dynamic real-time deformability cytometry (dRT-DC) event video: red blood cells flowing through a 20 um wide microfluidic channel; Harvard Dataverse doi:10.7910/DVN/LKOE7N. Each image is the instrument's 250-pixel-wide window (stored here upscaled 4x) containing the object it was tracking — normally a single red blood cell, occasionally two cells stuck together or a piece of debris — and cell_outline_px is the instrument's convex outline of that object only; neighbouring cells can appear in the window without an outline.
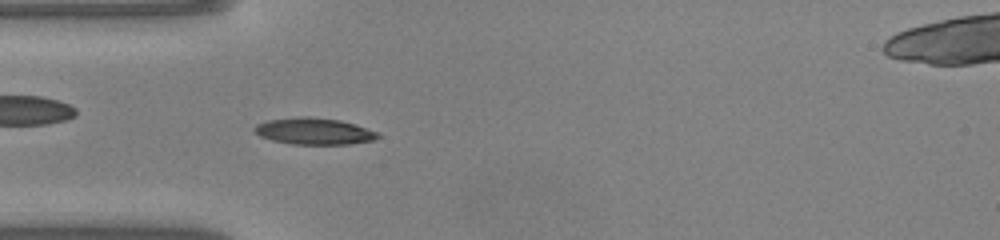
{"species": "common noctule bat (a hibernating species)", "species_latin": "Nyctalus noctula", "temperature_condition": "warm", "stored_images_in_passage": 49, "segment_of_instrument_passage": [1, 2], "camera_frame_rate_fps": 3000, "um_per_image_px": 0.085, "animal": {"sex": "male", "body_mass_g": 20.0, "forearm_length_mm": 53.3}, "frame": {"image": 1, "passage_image": 13, "time_ms": 4.0, "image_size_px": [1000, 240], "cell_outline_px": [[380, 136], [372, 140], [348, 144], [292, 144], [272, 140], [260, 136], [252, 128], [256, 124], [268, 120], [300, 116], [340, 120], [376, 132]], "centroid_in_image_um": [26.62, 11.15], "position_along_channel_um": 58.4, "area_um2": 18.73}}
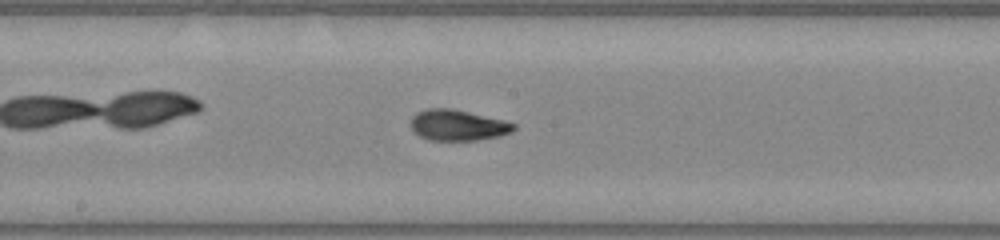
{"frame": {"image": 2, "passage_image": 24, "time_ms": 7.667, "image_size_px": [1000, 240], "cell_outline_px": [[516, 128], [512, 132], [500, 136], [476, 140], [428, 140], [420, 136], [408, 124], [412, 116], [416, 112], [424, 108], [452, 108], [504, 120], [516, 124]], "centroid_in_image_um": [38.89, 10.63], "position_along_channel_um": 209.3, "area_um2": 18.73}}
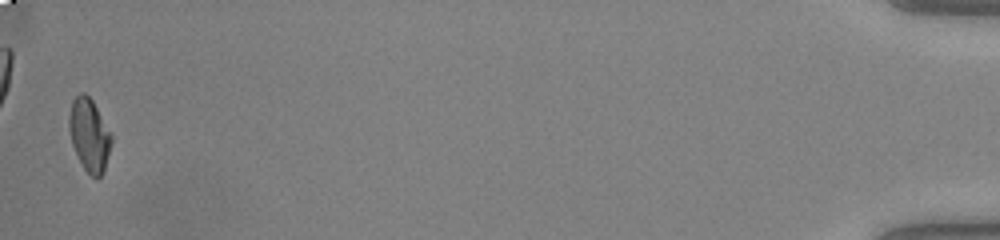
{"frame": {"image": 3, "passage_image": 47, "time_ms": 15.333, "image_size_px": [1000, 240], "cell_outline_px": [[112, 144], [104, 172], [100, 180], [96, 180], [84, 168], [72, 144], [68, 128], [68, 116], [72, 100], [80, 92], [84, 92], [92, 100], [112, 136]], "centroid_in_image_um": [7.59, 11.5], "position_along_channel_um": 427.6, "area_um2": 18.03}}